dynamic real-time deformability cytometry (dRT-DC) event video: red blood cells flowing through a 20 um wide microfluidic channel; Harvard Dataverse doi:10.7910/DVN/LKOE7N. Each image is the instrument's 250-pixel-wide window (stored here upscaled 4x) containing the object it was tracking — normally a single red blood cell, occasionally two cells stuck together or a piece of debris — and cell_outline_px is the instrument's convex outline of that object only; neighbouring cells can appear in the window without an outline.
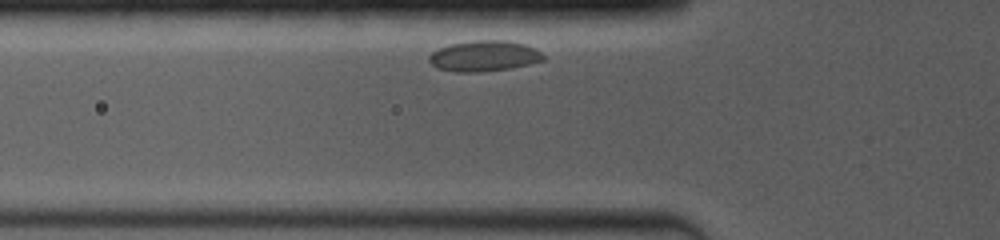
{"species": "common noctule bat (a hibernating species)", "species_latin": "Nyctalus noctula", "temperature_condition": "room temperature", "stored_images_in_passage": 14, "camera_frame_rate_fps": 4000, "um_per_image_px": 0.085, "animal": {"sex": "female", "body_mass_g": 19.0, "forearm_length_mm": 53.3}, "frame": {"image": 1, "passage_image": 2, "time_ms": 0.25, "image_size_px": [1000, 240], "cell_outline_px": [[544, 60], [528, 64], [508, 68], [480, 72], [452, 72], [436, 68], [428, 60], [428, 56], [432, 52], [440, 48], [452, 44], [476, 40], [504, 40], [524, 44], [536, 48], [544, 56]], "centroid_in_image_um": [41.12, 4.76], "position_along_channel_um": 84.7, "area_um2": 20.35}}
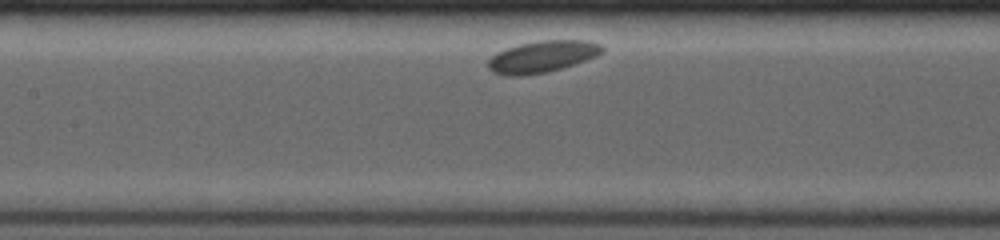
{"frame": {"image": 2, "passage_image": 7, "time_ms": 2.5, "image_size_px": [1000, 240], "cell_outline_px": [[604, 52], [596, 56], [548, 72], [524, 76], [508, 76], [492, 72], [488, 68], [488, 60], [496, 52], [520, 44], [540, 40], [588, 40], [600, 44], [604, 48]], "centroid_in_image_um": [46.07, 4.81], "position_along_channel_um": 161.3, "area_um2": 21.04}}
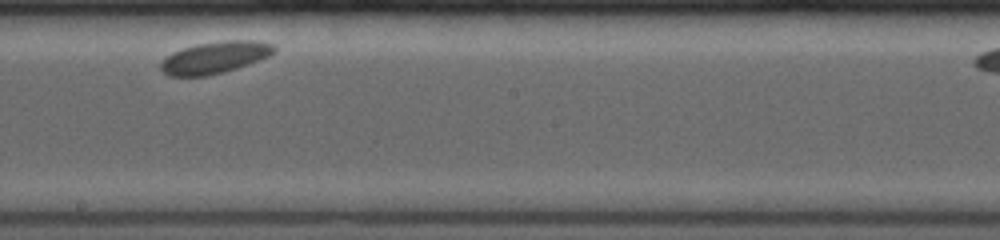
{"frame": {"image": 3, "passage_image": 10, "time_ms": 4.5, "image_size_px": [1000, 240], "cell_outline_px": [[276, 52], [268, 56], [236, 68], [224, 72], [208, 76], [168, 76], [160, 68], [160, 60], [164, 56], [172, 52], [184, 48], [200, 44], [228, 40], [256, 40], [272, 44], [276, 48]], "centroid_in_image_um": [18.23, 4.89], "position_along_channel_um": 230.0, "area_um2": 20.98}}